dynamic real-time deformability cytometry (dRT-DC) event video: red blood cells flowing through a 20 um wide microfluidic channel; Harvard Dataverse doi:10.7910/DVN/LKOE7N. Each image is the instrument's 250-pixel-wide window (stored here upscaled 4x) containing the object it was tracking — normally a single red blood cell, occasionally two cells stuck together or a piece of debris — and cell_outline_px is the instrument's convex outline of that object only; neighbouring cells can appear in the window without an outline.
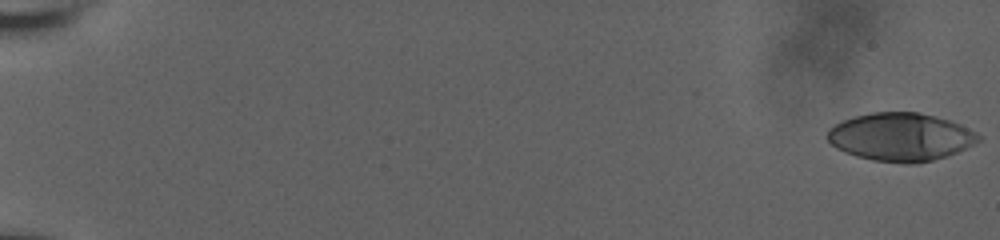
{"species": "human", "species_latin": "Homo sapiens", "temperature_condition": "room temperature", "stored_images_in_passage": 51, "camera_frame_rate_fps": 3000, "um_per_image_px": 0.085, "donor": {"sex": "male"}, "frame": {"image": 1, "passage_image": 1, "time_ms": 0.0, "image_size_px": [1000, 240], "cell_outline_px": [[980, 140], [956, 152], [932, 160], [916, 164], [904, 164], [872, 160], [856, 156], [844, 152], [836, 148], [828, 140], [828, 128], [844, 120], [856, 116], [872, 112], [920, 112], [948, 120], [960, 124], [976, 132], [980, 136]], "centroid_in_image_um": [76.53, 11.64], "position_along_channel_um": 8.5, "area_um2": 42.08}}
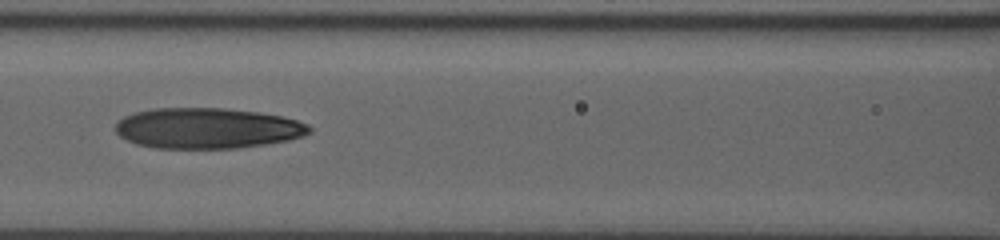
{"frame": {"image": 2, "passage_image": 28, "time_ms": 9.0, "image_size_px": [1000, 240], "cell_outline_px": [[312, 132], [304, 136], [288, 140], [264, 144], [236, 148], [152, 148], [136, 144], [120, 136], [116, 132], [116, 124], [124, 116], [132, 112], [156, 108], [224, 108], [256, 112], [280, 116], [296, 120], [308, 124], [312, 128]], "centroid_in_image_um": [17.61, 10.9], "position_along_channel_um": 149.0, "area_um2": 45.89}}
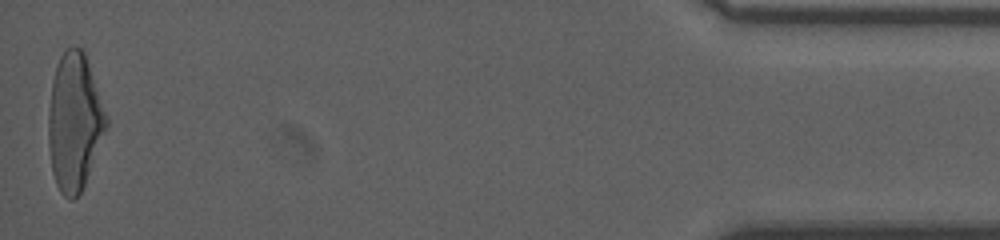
{"frame": {"image": 3, "passage_image": 51, "time_ms": 16.667, "image_size_px": [1000, 240], "cell_outline_px": [[108, 124], [84, 184], [80, 192], [72, 200], [68, 200], [60, 192], [56, 184], [52, 172], [48, 144], [48, 116], [52, 80], [56, 64], [60, 56], [68, 48], [80, 48], [84, 52], [108, 116]], "centroid_in_image_um": [6.31, 10.37], "position_along_channel_um": 428.9, "area_um2": 45.89}}